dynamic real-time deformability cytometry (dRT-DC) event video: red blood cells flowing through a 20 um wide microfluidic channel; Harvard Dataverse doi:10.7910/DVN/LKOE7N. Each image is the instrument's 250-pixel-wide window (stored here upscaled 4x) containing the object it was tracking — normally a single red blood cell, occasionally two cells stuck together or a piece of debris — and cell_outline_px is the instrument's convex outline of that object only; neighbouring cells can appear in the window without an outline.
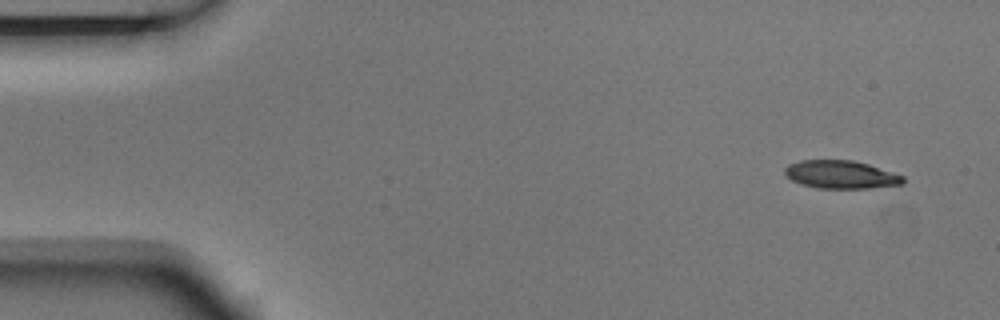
{"species": "Egyptian fruit bat (a non-hibernating species)", "species_latin": "Rousettus aegyptiacus", "temperature_condition": "room temperature", "stored_images_in_passage": 4, "camera_frame_rate_fps": 3000, "um_per_image_px": 0.085, "animal": {"sex": "male"}, "frame": {"image": 1, "passage_image": 1, "time_ms": 0.0, "image_size_px": [1000, 320], "cell_outline_px": [[904, 184], [868, 188], [820, 188], [804, 184], [792, 180], [784, 172], [784, 168], [788, 164], [800, 160], [852, 160], [868, 164], [904, 176]], "centroid_in_image_um": [71.49, 14.83], "position_along_channel_um": 13.5, "area_um2": 19.13}}
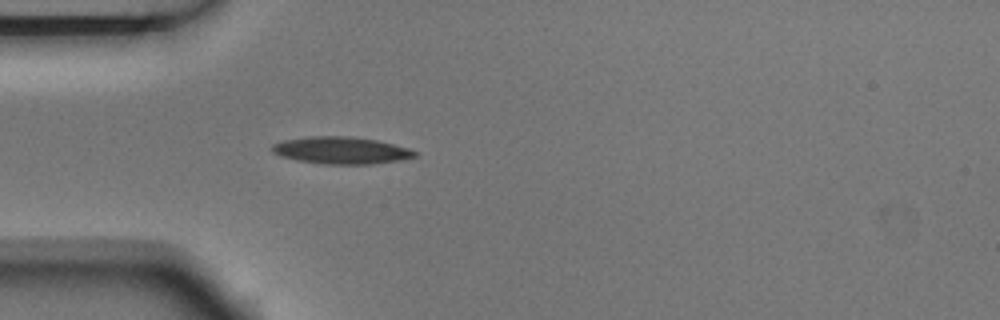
{"frame": {"image": 2, "passage_image": 4, "time_ms": 1.0, "image_size_px": [1000, 320], "cell_outline_px": [[416, 156], [400, 160], [372, 164], [324, 164], [296, 160], [280, 156], [272, 152], [272, 144], [284, 140], [308, 136], [348, 136], [376, 140], [408, 148], [416, 152]], "centroid_in_image_um": [28.96, 12.78], "position_along_channel_um": 56.0, "area_um2": 22.43}}